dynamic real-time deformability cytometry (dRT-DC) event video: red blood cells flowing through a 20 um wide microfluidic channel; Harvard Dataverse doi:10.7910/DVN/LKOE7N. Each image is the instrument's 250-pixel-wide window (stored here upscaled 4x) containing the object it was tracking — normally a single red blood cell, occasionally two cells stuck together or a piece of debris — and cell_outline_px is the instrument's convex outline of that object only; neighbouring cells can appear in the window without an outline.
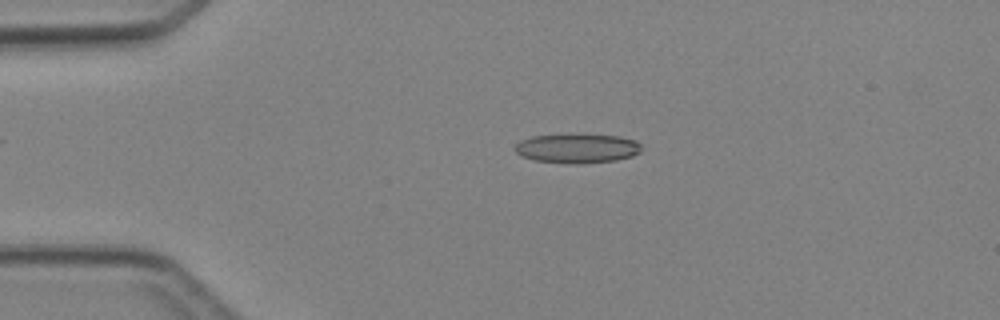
{"species": "Egyptian fruit bat (a non-hibernating species)", "species_latin": "Rousettus aegyptiacus", "temperature_condition": "cold", "stored_images_in_passage": 3, "camera_frame_rate_fps": 3000, "um_per_image_px": 0.085, "animal": {"sex": "female"}, "frame": {"image": 1, "passage_image": 3, "time_ms": 2.333, "image_size_px": [1000, 320], "cell_outline_px": [[640, 152], [632, 156], [616, 160], [580, 164], [536, 160], [520, 156], [512, 148], [520, 140], [532, 136], [620, 136], [636, 140], [640, 144]], "centroid_in_image_um": [49.05, 12.63], "position_along_channel_um": 36.0, "area_um2": 21.04}}